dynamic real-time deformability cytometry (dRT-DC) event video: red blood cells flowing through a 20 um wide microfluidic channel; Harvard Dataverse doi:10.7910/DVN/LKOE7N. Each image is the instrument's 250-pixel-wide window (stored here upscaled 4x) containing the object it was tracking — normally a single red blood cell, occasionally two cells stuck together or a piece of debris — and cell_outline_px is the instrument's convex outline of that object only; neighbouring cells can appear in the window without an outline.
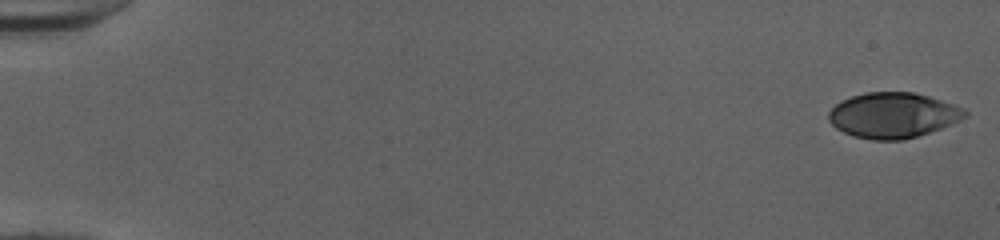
{"species": "human", "species_latin": "Homo sapiens", "temperature_condition": "cold", "stored_images_in_passage": 51, "camera_frame_rate_fps": 3000, "um_per_image_px": 0.085, "donor": {"sex": "female"}, "frame": {"image": 1, "passage_image": 1, "time_ms": 0.0, "image_size_px": [1000, 240], "cell_outline_px": [[968, 116], [960, 120], [940, 128], [904, 140], [872, 140], [856, 136], [844, 132], [836, 128], [828, 120], [828, 112], [840, 100], [864, 92], [912, 92], [928, 96], [964, 108], [968, 112]], "centroid_in_image_um": [75.89, 9.79], "position_along_channel_um": 9.1, "area_um2": 35.89}}
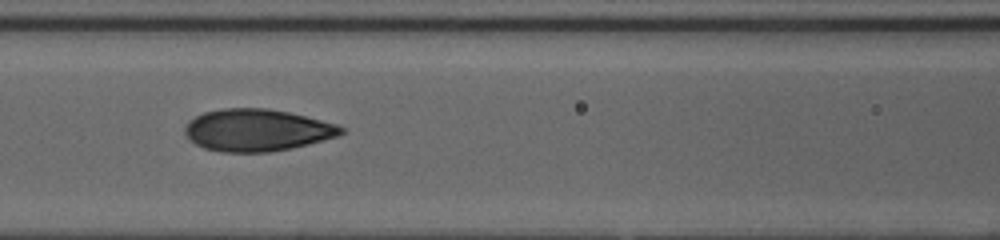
{"frame": {"image": 2, "passage_image": 24, "time_ms": 7.667, "image_size_px": [1000, 240], "cell_outline_px": [[344, 132], [340, 136], [292, 148], [268, 152], [224, 152], [204, 148], [196, 144], [188, 136], [188, 124], [196, 116], [204, 112], [220, 108], [268, 108], [288, 112], [336, 124], [344, 128]], "centroid_in_image_um": [21.9, 11.06], "position_along_channel_um": 144.7, "area_um2": 37.86}}
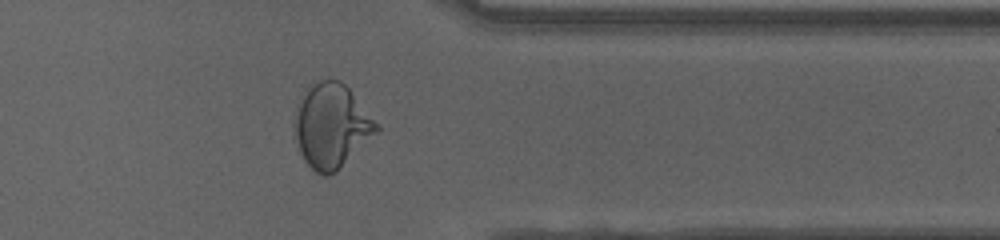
{"frame": {"image": 3, "passage_image": 42, "time_ms": 13.667, "image_size_px": [1000, 240], "cell_outline_px": [[380, 132], [336, 172], [328, 176], [324, 176], [316, 172], [304, 160], [300, 152], [292, 132], [292, 124], [300, 96], [304, 88], [312, 80], [340, 80], [348, 88], [380, 124]], "centroid_in_image_um": [28.16, 10.69], "position_along_channel_um": 383.2, "area_um2": 41.21}, "authors_computed_cell_mechanics": {"area_um2": 36.9342, "velocity_mm_per_s": 4.0627, "shape_relaxation_time_tau1_ms": 7.3465, "shape_relaxation_time_tau2_ms": null, "deformation_change_tau1": 0.24, "deformation_change_tau2": null}}